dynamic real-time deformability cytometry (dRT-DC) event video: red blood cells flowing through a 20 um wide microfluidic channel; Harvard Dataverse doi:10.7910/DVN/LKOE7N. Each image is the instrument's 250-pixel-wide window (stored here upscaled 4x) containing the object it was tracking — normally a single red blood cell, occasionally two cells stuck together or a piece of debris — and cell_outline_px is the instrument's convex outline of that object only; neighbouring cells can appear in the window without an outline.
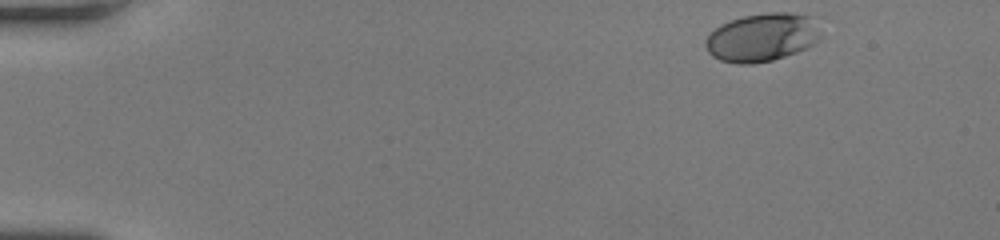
{"species": "human", "species_latin": "Homo sapiens", "temperature_condition": "room temperature", "stored_images_in_passage": 46, "camera_frame_rate_fps": 3000, "um_per_image_px": 0.085, "donor": {"sex": "female"}, "frame": {"image": 1, "passage_image": 1, "time_ms": 0.0, "image_size_px": [1000, 240], "cell_outline_px": [[816, 40], [812, 44], [796, 52], [772, 60], [752, 64], [736, 64], [720, 60], [712, 56], [708, 52], [704, 44], [704, 40], [720, 24], [744, 16], [768, 12], [792, 12], [808, 16], [816, 36]], "centroid_in_image_um": [64.64, 3.19], "position_along_channel_um": 20.4, "area_um2": 31.5}}
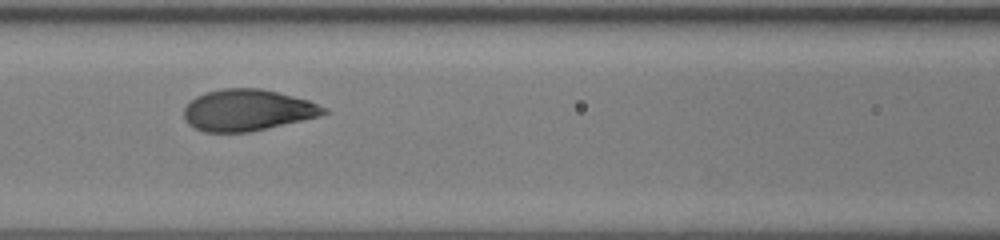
{"frame": {"image": 2, "passage_image": 19, "time_ms": 6.0, "image_size_px": [1000, 240], "cell_outline_px": [[328, 112], [320, 116], [248, 132], [204, 132], [188, 124], [184, 116], [184, 108], [196, 96], [204, 92], [224, 88], [260, 88], [308, 100], [328, 108]], "centroid_in_image_um": [21.02, 9.36], "position_along_channel_um": 145.6, "area_um2": 33.52}}
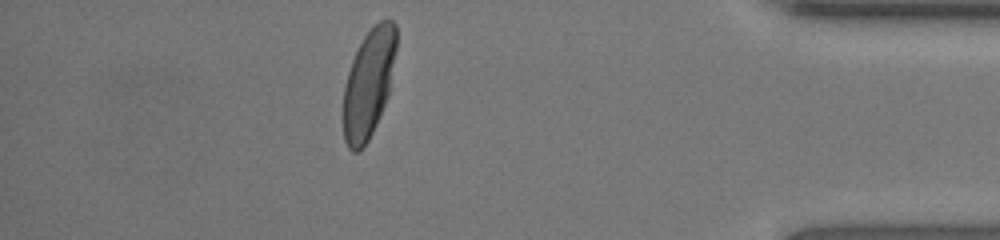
{"frame": {"image": 3, "passage_image": 40, "time_ms": 13.0, "image_size_px": [1000, 240], "cell_outline_px": [[396, 48], [388, 92], [384, 104], [376, 124], [368, 140], [356, 152], [352, 152], [348, 148], [344, 140], [344, 84], [352, 60], [364, 36], [380, 20], [392, 20], [396, 24]], "centroid_in_image_um": [31.32, 7.08], "position_along_channel_um": 403.9, "area_um2": 32.71}, "authors_computed_cell_mechanics": {"area_um2": 33.5529, "velocity_mm_per_s": 4.2061, "shape_relaxation_time_tau1_ms": 2.531, "shape_relaxation_time_tau2_ms": null, "deformation_change_tau1": 0.1379, "deformation_change_tau2": null}}